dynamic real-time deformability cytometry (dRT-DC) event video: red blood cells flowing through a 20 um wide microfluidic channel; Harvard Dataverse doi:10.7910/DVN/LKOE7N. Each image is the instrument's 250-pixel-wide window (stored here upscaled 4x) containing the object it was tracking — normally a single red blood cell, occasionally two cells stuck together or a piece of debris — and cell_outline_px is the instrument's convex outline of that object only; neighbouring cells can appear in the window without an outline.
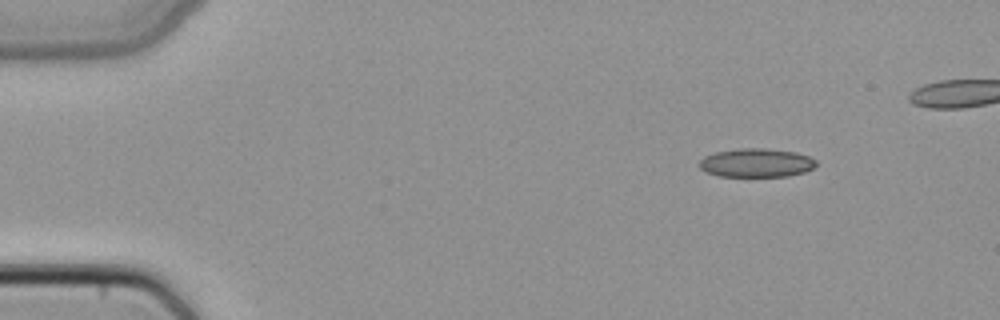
{"species": "common noctule bat (a hibernating species)", "species_latin": "Nyctalus noctula", "temperature_condition": "cold", "stored_images_in_passage": 4, "camera_frame_rate_fps": 3000, "um_per_image_px": 0.085, "animal": {"sex": "female", "body_mass_g": 22.7, "forearm_length_mm": 54.2}, "frame": {"image": 1, "passage_image": 1, "time_ms": 0.0, "image_size_px": [1000, 320], "cell_outline_px": [[816, 164], [812, 168], [804, 172], [788, 176], [720, 176], [708, 172], [700, 168], [700, 160], [704, 156], [716, 152], [736, 148], [764, 148], [796, 152], [808, 156], [816, 160]], "centroid_in_image_um": [64.29, 13.83], "position_along_channel_um": 20.7, "area_um2": 19.42}}